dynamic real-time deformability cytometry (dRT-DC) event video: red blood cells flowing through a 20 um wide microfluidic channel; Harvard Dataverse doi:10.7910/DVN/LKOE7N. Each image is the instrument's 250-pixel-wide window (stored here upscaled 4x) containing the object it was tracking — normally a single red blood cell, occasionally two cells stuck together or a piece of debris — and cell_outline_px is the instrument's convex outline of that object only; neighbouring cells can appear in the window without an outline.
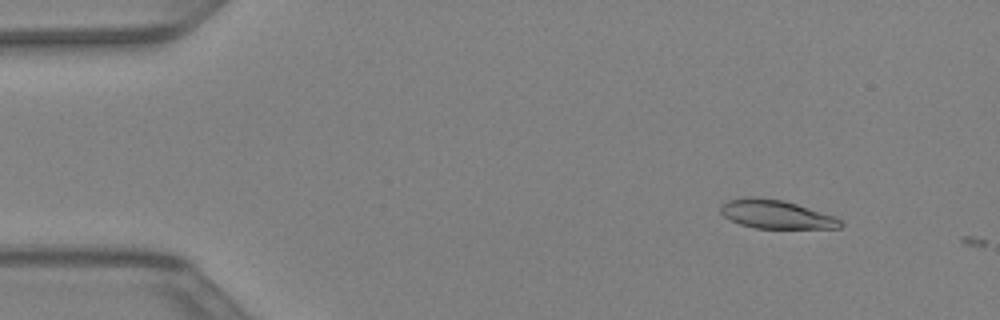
{"species": "Egyptian fruit bat (a non-hibernating species)", "species_latin": "Rousettus aegyptiacus", "temperature_condition": "warm", "stored_images_in_passage": 5, "camera_frame_rate_fps": 3000, "um_per_image_px": 0.085, "animal": {"sex": "female"}, "frame": {"image": 1, "passage_image": 4, "time_ms": 1.0, "image_size_px": [1000, 320], "cell_outline_px": [[844, 224], [840, 228], [756, 228], [740, 224], [724, 216], [720, 212], [720, 204], [728, 200], [744, 196], [752, 196], [784, 200], [832, 216], [840, 220]], "centroid_in_image_um": [65.9, 18.2], "position_along_channel_um": 19.1, "area_um2": 19.83}}